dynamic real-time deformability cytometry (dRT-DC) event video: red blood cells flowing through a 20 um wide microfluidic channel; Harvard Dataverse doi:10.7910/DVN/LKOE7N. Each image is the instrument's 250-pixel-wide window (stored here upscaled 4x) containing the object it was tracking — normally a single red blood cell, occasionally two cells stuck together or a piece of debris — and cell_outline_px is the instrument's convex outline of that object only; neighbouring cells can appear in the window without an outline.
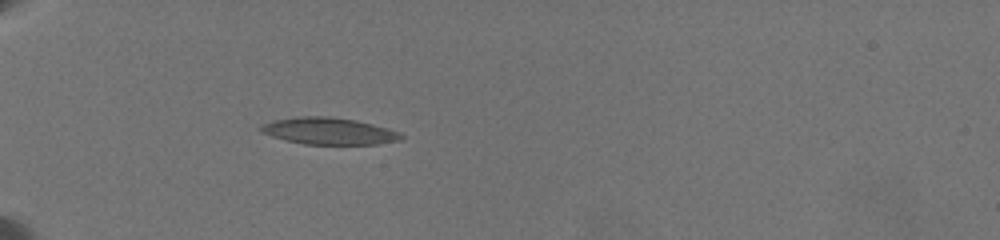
{"species": "common noctule bat (a hibernating species)", "species_latin": "Nyctalus noctula", "temperature_condition": "warm", "stored_images_in_passage": 2, "camera_frame_rate_fps": 3000, "um_per_image_px": 0.085, "animal": {"sex": "female", "body_mass_g": 19.5, "forearm_length_mm": 54.1}, "frame": {"image": 1, "passage_image": 1, "time_ms": 0.0, "image_size_px": [1000, 240], "cell_outline_px": [[404, 136], [400, 140], [380, 144], [304, 144], [284, 140], [260, 132], [256, 128], [260, 124], [276, 120], [300, 116], [328, 116], [356, 120], [388, 128], [400, 132]], "centroid_in_image_um": [27.93, 11.14], "position_along_channel_um": 57.1, "area_um2": 22.08}}